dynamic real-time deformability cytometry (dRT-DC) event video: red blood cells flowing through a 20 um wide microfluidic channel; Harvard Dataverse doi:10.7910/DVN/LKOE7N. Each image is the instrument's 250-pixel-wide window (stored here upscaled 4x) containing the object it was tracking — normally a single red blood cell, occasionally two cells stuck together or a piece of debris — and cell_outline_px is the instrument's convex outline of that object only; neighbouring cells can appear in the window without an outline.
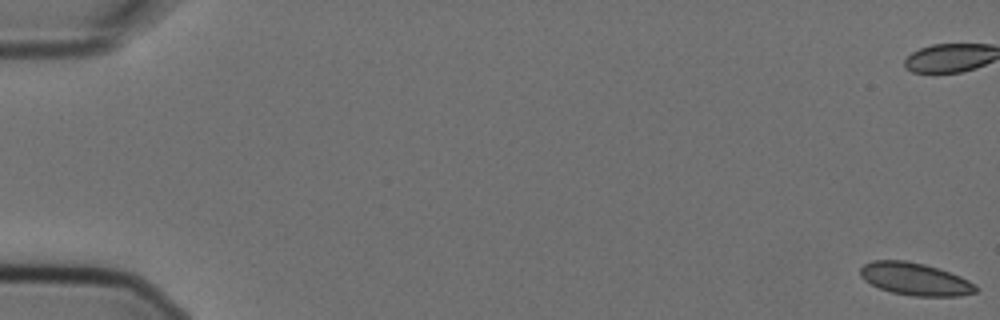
{"species": "Egyptian fruit bat (a non-hibernating species)", "species_latin": "Rousettus aegyptiacus", "temperature_condition": "cold", "stored_images_in_passage": 4, "camera_frame_rate_fps": 3000, "um_per_image_px": 0.085, "animal": {"sex": "female"}, "frame": {"image": 1, "passage_image": 1, "time_ms": 0.0, "image_size_px": [1000, 320], "cell_outline_px": [[980, 288], [976, 292], [960, 296], [912, 296], [892, 292], [880, 288], [864, 280], [860, 276], [860, 268], [864, 264], [872, 260], [904, 260], [924, 264], [940, 268], [960, 276], [976, 284]], "centroid_in_image_um": [77.81, 23.71], "position_along_channel_um": 7.2, "area_um2": 22.02}}